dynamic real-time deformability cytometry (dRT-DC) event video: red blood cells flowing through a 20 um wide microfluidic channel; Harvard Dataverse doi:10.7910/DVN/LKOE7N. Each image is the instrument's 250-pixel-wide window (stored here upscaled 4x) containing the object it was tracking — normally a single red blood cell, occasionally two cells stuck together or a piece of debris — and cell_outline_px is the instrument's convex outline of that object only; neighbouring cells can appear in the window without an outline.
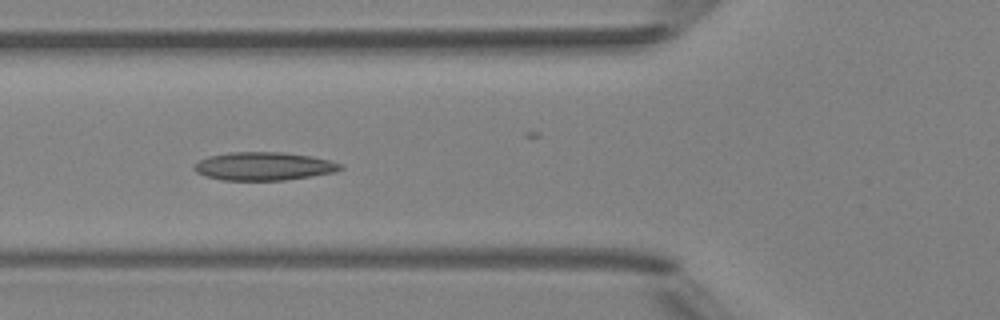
{"species": "Egyptian fruit bat (a non-hibernating species)", "species_latin": "Rousettus aegyptiacus", "temperature_condition": "room temperature", "stored_images_in_passage": 6, "camera_frame_rate_fps": 3000, "um_per_image_px": 0.085, "animal": {"sex": "female"}, "frame": {"image": 1, "passage_image": 6, "time_ms": 5.667, "image_size_px": [1000, 320], "cell_outline_px": [[344, 168], [336, 172], [284, 180], [224, 180], [208, 176], [196, 172], [192, 168], [200, 160], [208, 156], [228, 152], [284, 152], [312, 156], [328, 160], [340, 164]], "centroid_in_image_um": [22.43, 14.12], "position_along_channel_um": 103.4, "area_um2": 23.93}}